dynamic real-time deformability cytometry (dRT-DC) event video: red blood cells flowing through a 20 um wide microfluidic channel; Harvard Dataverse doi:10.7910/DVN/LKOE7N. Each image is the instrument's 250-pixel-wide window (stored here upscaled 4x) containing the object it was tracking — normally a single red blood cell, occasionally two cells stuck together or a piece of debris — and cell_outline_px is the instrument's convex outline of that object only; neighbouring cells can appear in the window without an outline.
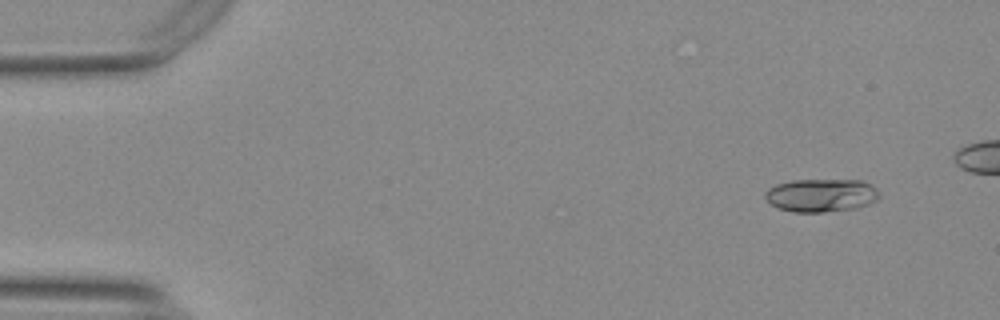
{"species": "Egyptian fruit bat (a non-hibernating species)", "species_latin": "Rousettus aegyptiacus", "temperature_condition": "warm", "stored_images_in_passage": 48, "camera_frame_rate_fps": 3000, "um_per_image_px": 0.085, "animal": {"sex": "female"}, "frame": {"image": 1, "passage_image": 3, "time_ms": 0.667, "image_size_px": [1000, 320], "cell_outline_px": [[880, 196], [876, 200], [868, 204], [856, 208], [824, 212], [792, 212], [776, 208], [764, 196], [764, 192], [768, 188], [776, 184], [792, 180], [860, 180], [872, 184], [876, 188]], "centroid_in_image_um": [69.79, 16.6], "position_along_channel_um": 15.2, "area_um2": 22.2}}
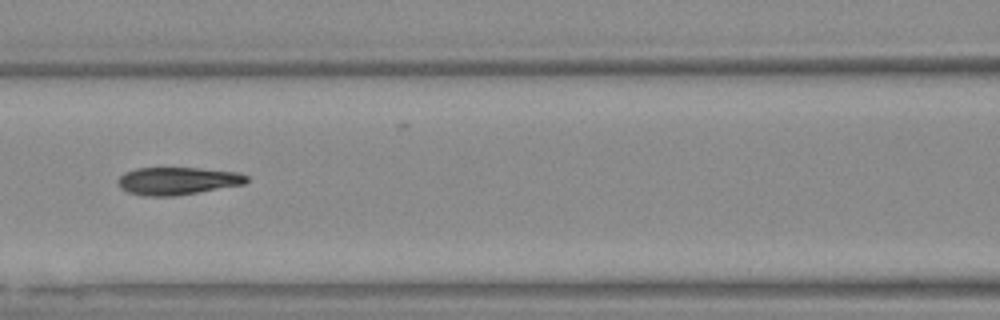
{"frame": {"image": 2, "passage_image": 23, "time_ms": 7.333, "image_size_px": [1000, 320], "cell_outline_px": [[248, 180], [244, 184], [172, 196], [144, 196], [128, 192], [120, 188], [116, 184], [116, 180], [124, 172], [136, 168], [200, 168], [240, 172], [248, 176]], "centroid_in_image_um": [15.05, 15.37], "position_along_channel_um": 151.6, "area_um2": 20.75}}
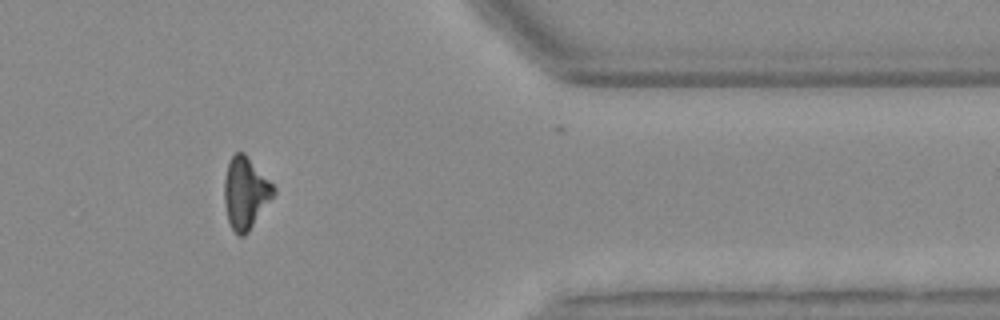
{"frame": {"image": 3, "passage_image": 44, "time_ms": 14.333, "image_size_px": [1000, 320], "cell_outline_px": [[276, 192], [248, 232], [244, 236], [240, 236], [232, 228], [228, 220], [224, 204], [224, 180], [228, 160], [236, 152], [244, 152], [276, 188]], "centroid_in_image_um": [20.85, 16.38], "position_along_channel_um": 390.5, "area_um2": 20.46}, "authors_computed_cell_mechanics": {"area_um2": 21.1837, "velocity_mm_per_s": 3.7203, "shape_relaxation_time_tau1_ms": null, "shape_relaxation_time_tau2_ms": 2.86, "deformation_change_tau1": null, "deformation_change_tau2": 0.0906}}